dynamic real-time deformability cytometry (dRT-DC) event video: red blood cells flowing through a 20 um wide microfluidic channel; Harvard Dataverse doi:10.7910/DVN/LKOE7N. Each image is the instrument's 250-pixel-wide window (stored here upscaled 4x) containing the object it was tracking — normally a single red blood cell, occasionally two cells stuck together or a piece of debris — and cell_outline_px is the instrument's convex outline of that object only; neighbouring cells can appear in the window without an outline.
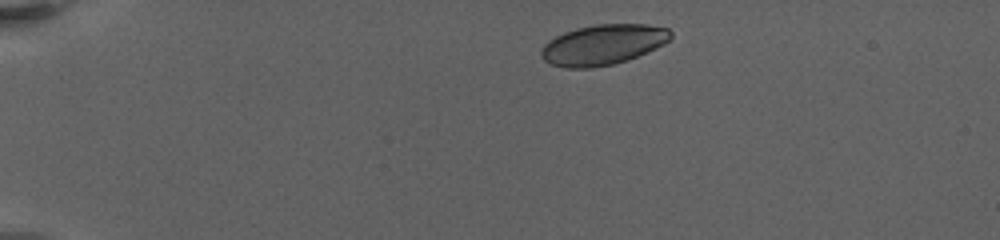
{"species": "human", "species_latin": "Homo sapiens", "temperature_condition": "warm", "stored_images_in_passage": 36, "camera_frame_rate_fps": 3000, "um_per_image_px": 0.085, "donor": {"sex": "female"}, "frame": {"image": 1, "passage_image": 1, "time_ms": 0.0, "image_size_px": [1000, 240], "cell_outline_px": [[672, 40], [656, 48], [628, 60], [612, 64], [592, 68], [564, 68], [552, 64], [544, 60], [540, 56], [540, 52], [544, 44], [548, 40], [564, 32], [576, 28], [596, 24], [644, 24], [668, 28], [672, 32]], "centroid_in_image_um": [51.26, 3.8], "position_along_channel_um": 33.7, "area_um2": 30.63}}
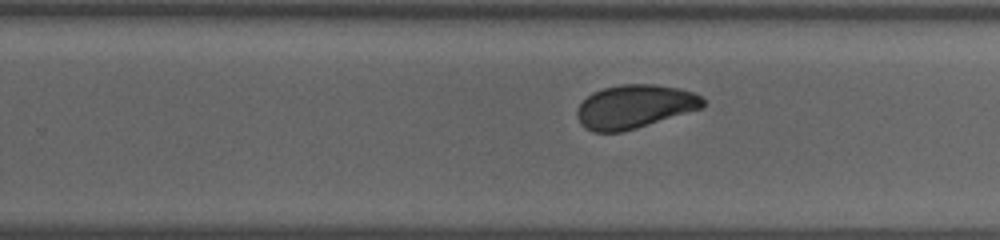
{"frame": {"image": 2, "passage_image": 19, "time_ms": 10.333, "image_size_px": [1000, 240], "cell_outline_px": [[704, 104], [700, 108], [636, 128], [620, 132], [592, 132], [584, 128], [580, 124], [576, 116], [576, 112], [580, 104], [592, 92], [604, 88], [620, 84], [652, 84], [680, 88], [692, 92], [700, 96], [704, 100]], "centroid_in_image_um": [53.88, 9.06], "position_along_channel_um": 275.9, "area_um2": 31.73}}
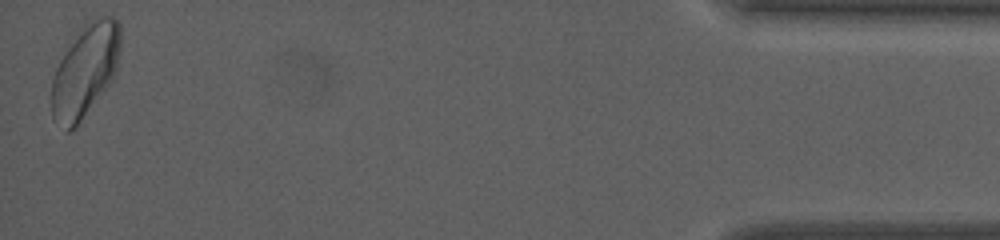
{"frame": {"image": 3, "passage_image": 36, "time_ms": 17.667, "image_size_px": [1000, 240], "cell_outline_px": [[120, 52], [116, 68], [108, 84], [80, 120], [68, 132], [64, 132], [52, 116], [52, 80], [56, 68], [72, 36], [84, 20], [96, 16], [112, 16], [120, 24]], "centroid_in_image_um": [7.22, 5.9], "position_along_channel_um": 428.0, "area_um2": 37.11}, "authors_computed_cell_mechanics": {"area_um2": 32.5703, "velocity_mm_per_s": 3.1142, "shape_relaxation_time_tau1_ms": 4.8099, "shape_relaxation_time_tau2_ms": 1.5029, "deformation_change_tau1": 0.1313, "deformation_change_tau2": 0.0548}}